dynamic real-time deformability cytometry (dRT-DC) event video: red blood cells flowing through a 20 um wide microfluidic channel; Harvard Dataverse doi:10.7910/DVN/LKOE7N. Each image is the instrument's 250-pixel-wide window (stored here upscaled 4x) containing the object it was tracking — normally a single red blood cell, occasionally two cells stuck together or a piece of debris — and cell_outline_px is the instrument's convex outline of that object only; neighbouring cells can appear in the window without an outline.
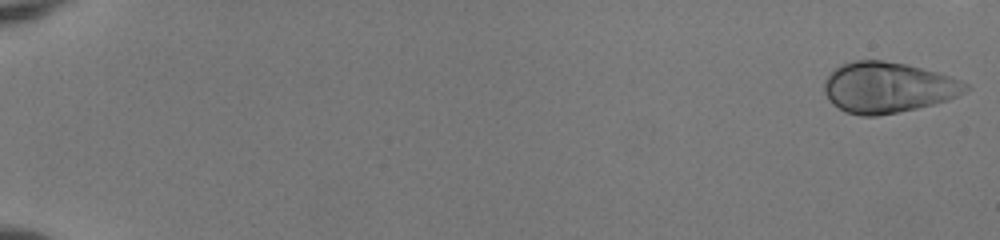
{"species": "human", "species_latin": "Homo sapiens", "temperature_condition": "room temperature", "stored_images_in_passage": 48, "camera_frame_rate_fps": 3000, "um_per_image_px": 0.085, "donor": {"sex": "female"}, "frame": {"image": 1, "passage_image": 1, "time_ms": 0.0, "image_size_px": [1000, 240], "cell_outline_px": [[972, 88], [948, 100], [916, 108], [876, 116], [860, 116], [844, 112], [832, 104], [828, 100], [824, 92], [824, 80], [832, 68], [840, 64], [856, 60], [884, 60], [904, 64], [936, 72], [960, 80], [968, 84]], "centroid_in_image_um": [75.4, 7.43], "position_along_channel_um": 9.6, "area_um2": 41.91}}
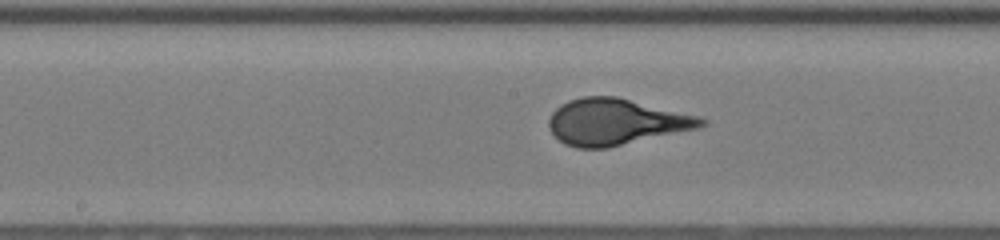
{"frame": {"image": 2, "passage_image": 30, "time_ms": 9.667, "image_size_px": [1000, 240], "cell_outline_px": [[708, 124], [700, 128], [608, 148], [576, 148], [564, 144], [548, 128], [548, 120], [552, 112], [560, 104], [568, 100], [584, 96], [616, 96], [700, 116], [708, 120]], "centroid_in_image_um": [52.37, 10.36], "position_along_channel_um": 195.8, "area_um2": 41.44}}
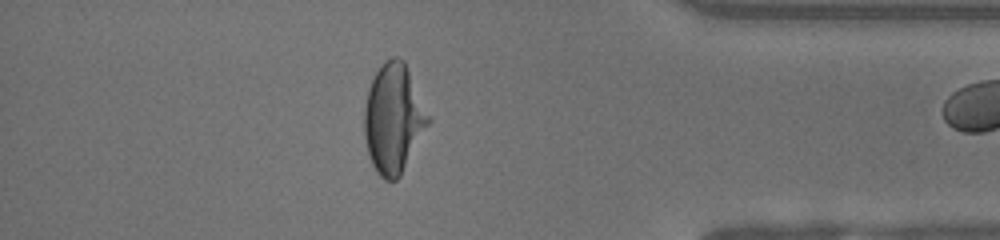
{"frame": {"image": 3, "passage_image": 47, "time_ms": 15.333, "image_size_px": [1000, 240], "cell_outline_px": [[432, 120], [400, 176], [396, 180], [384, 180], [376, 172], [368, 156], [364, 136], [364, 108], [368, 88], [372, 76], [384, 60], [392, 56], [396, 56], [404, 60]], "centroid_in_image_um": [33.44, 10.06], "position_along_channel_um": 401.8, "area_um2": 41.21}}